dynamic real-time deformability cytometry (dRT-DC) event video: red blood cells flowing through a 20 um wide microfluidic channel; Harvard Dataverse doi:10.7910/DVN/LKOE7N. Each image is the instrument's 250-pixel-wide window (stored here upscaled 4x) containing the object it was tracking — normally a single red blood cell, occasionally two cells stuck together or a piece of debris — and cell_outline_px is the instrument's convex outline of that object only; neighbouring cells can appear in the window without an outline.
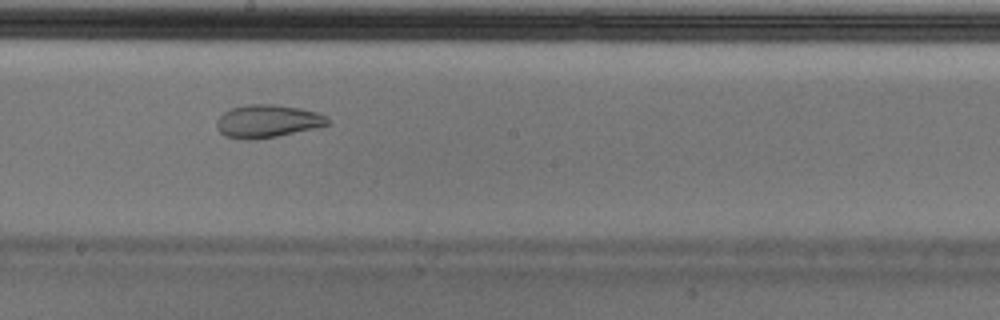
{"species": "Egyptian fruit bat (a non-hibernating species)", "species_latin": "Rousettus aegyptiacus", "temperature_condition": "cold", "stored_images_in_passage": 51, "camera_frame_rate_fps": 3000, "um_per_image_px": 0.085, "animal": {"sex": "male"}, "frame": {"image": 1, "passage_image": 30, "time_ms": 9.667, "image_size_px": [1000, 320], "cell_outline_px": [[328, 124], [316, 128], [256, 140], [244, 140], [224, 136], [216, 128], [216, 120], [224, 112], [232, 108], [248, 104], [272, 104], [300, 108], [316, 112], [328, 116]], "centroid_in_image_um": [22.7, 10.31], "position_along_channel_um": 225.5, "area_um2": 21.33}, "authors_computed_cell_mechanics": {"area_um2": 24.7384, "velocity_mm_per_s": 3.6688, "shape_relaxation_time_tau1_ms": null, "shape_relaxation_time_tau2_ms": 1.7309, "deformation_change_tau1": null, "deformation_change_tau2": 0.0675}}